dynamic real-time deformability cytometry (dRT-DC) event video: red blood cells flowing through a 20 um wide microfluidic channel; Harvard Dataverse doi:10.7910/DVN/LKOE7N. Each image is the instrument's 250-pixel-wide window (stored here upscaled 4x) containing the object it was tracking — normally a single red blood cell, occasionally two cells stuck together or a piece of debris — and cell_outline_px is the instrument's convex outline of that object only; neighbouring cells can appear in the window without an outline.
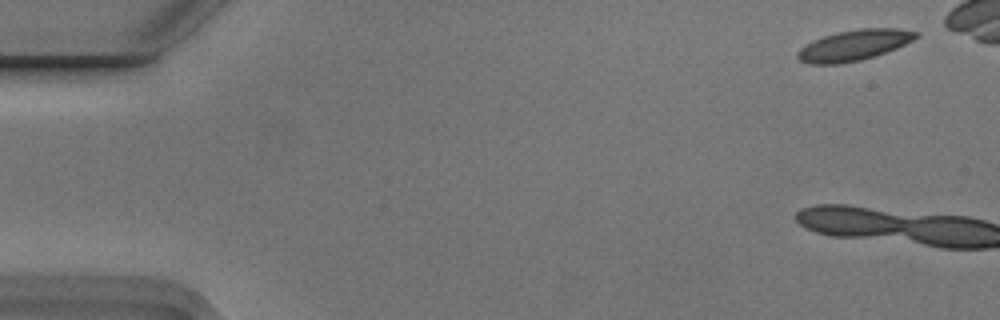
{"species": "Egyptian fruit bat (a non-hibernating species)", "species_latin": "Rousettus aegyptiacus", "temperature_condition": "cold", "stored_images_in_passage": 4, "camera_frame_rate_fps": 3000, "um_per_image_px": 0.085, "animal": {"sex": "male"}, "frame": {"image": 1, "passage_image": 1, "time_ms": 0.0, "image_size_px": [1000, 320], "cell_outline_px": [[920, 36], [896, 48], [876, 56], [860, 60], [836, 64], [808, 64], [800, 60], [796, 56], [796, 52], [800, 48], [824, 36], [836, 32], [860, 28], [900, 28], [920, 32]], "centroid_in_image_um": [72.62, 3.84], "position_along_channel_um": 12.4, "area_um2": 21.15}}